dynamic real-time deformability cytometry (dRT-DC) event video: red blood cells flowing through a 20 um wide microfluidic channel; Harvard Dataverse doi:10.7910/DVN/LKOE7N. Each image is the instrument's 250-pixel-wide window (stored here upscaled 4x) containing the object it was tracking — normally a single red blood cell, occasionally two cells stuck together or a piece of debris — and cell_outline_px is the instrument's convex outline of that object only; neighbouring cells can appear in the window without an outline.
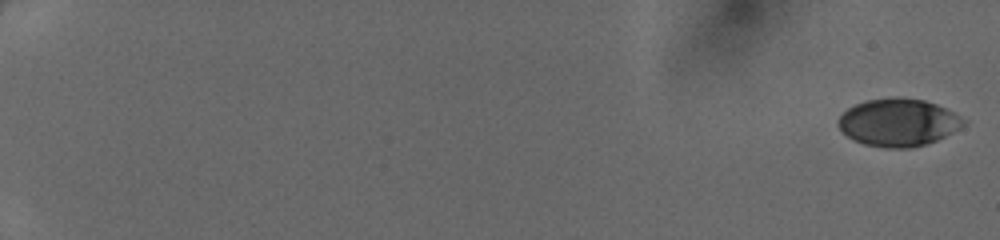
{"species": "human", "species_latin": "Homo sapiens", "temperature_condition": "cold", "stored_images_in_passage": 50, "camera_frame_rate_fps": 3000, "um_per_image_px": 0.085, "donor": {"sex": "female"}, "frame": {"image": 1, "passage_image": 1, "time_ms": 0.0, "image_size_px": [1000, 240], "cell_outline_px": [[968, 120], [960, 128], [936, 140], [912, 148], [884, 148], [864, 144], [848, 136], [840, 128], [840, 116], [848, 108], [856, 104], [868, 100], [924, 100], [936, 104]], "centroid_in_image_um": [76.38, 10.45], "position_along_channel_um": 8.6, "area_um2": 33.58}}
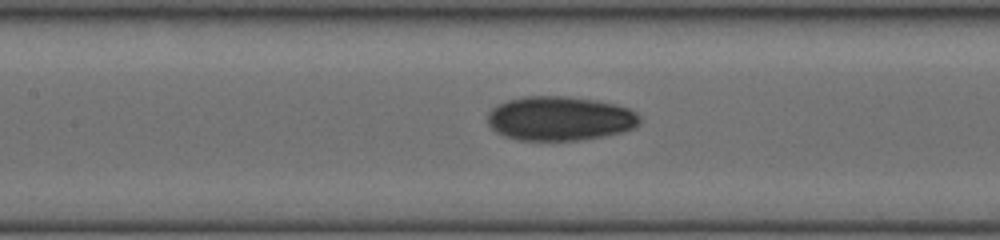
{"frame": {"image": 2, "passage_image": 27, "time_ms": 8.667, "image_size_px": [1000, 240], "cell_outline_px": [[640, 124], [636, 128], [604, 136], [576, 140], [516, 140], [504, 136], [496, 132], [488, 124], [488, 112], [492, 108], [508, 100], [524, 96], [564, 96], [596, 100], [628, 108], [636, 112], [640, 116]], "centroid_in_image_um": [47.59, 10.07], "position_along_channel_um": 159.8, "area_um2": 39.25}}
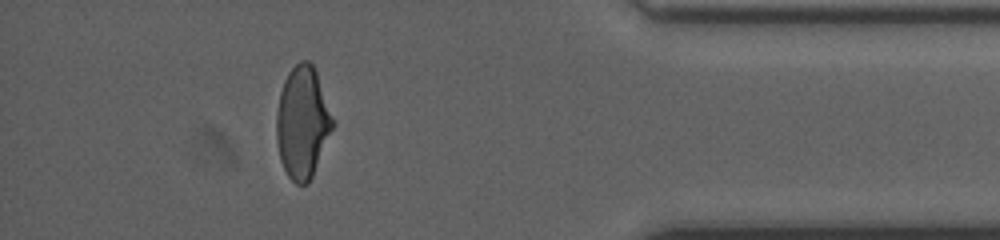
{"frame": {"image": 3, "passage_image": 46, "time_ms": 15.0, "image_size_px": [1000, 240], "cell_outline_px": [[336, 124], [312, 176], [308, 184], [296, 184], [288, 176], [280, 160], [276, 140], [276, 116], [280, 92], [284, 80], [288, 72], [300, 60], [308, 60], [312, 64], [316, 72], [336, 120]], "centroid_in_image_um": [25.74, 10.4], "position_along_channel_um": 409.5, "area_um2": 37.11}}